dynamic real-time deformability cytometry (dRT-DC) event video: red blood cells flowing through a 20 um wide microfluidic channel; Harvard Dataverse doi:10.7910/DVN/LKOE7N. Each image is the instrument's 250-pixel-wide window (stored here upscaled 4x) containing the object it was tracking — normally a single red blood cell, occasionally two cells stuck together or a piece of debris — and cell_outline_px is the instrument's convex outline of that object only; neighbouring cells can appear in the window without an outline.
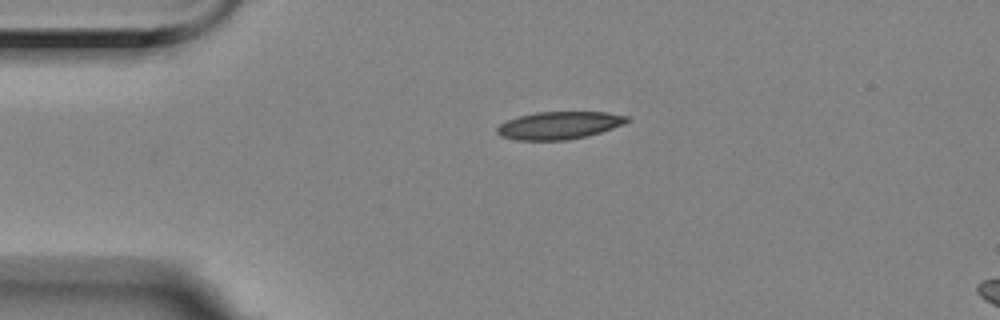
{"species": "Egyptian fruit bat (a non-hibernating species)", "species_latin": "Rousettus aegyptiacus", "temperature_condition": "room temperature", "stored_images_in_passage": 36, "camera_frame_rate_fps": 3000, "um_per_image_px": 0.085, "animal": {"sex": "female"}, "frame": {"image": 1, "passage_image": 1, "time_ms": 0.0, "image_size_px": [1000, 320], "cell_outline_px": [[628, 120], [624, 124], [600, 132], [568, 140], [516, 140], [500, 136], [496, 132], [496, 128], [500, 124], [508, 120], [520, 116], [536, 112], [608, 112], [628, 116]], "centroid_in_image_um": [47.5, 10.65], "position_along_channel_um": 37.5, "area_um2": 20.75}}
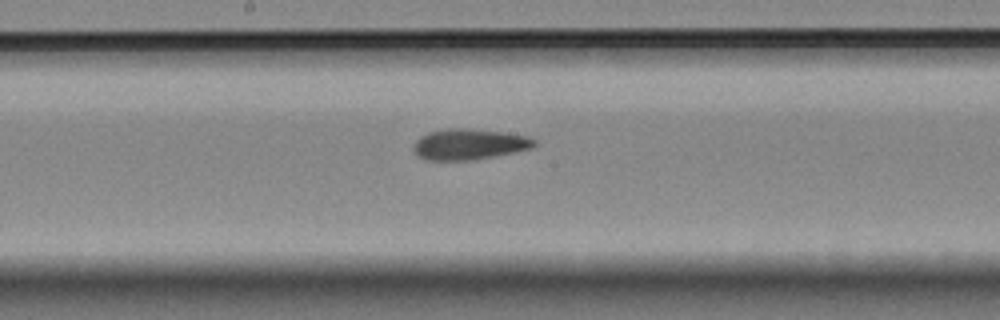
{"frame": {"image": 2, "passage_image": 18, "time_ms": 5.667, "image_size_px": [1000, 320], "cell_outline_px": [[536, 144], [532, 148], [472, 160], [424, 160], [416, 156], [412, 148], [412, 144], [420, 136], [428, 132], [444, 128], [468, 128], [500, 132], [528, 136], [536, 140]], "centroid_in_image_um": [39.8, 12.26], "position_along_channel_um": 208.4, "area_um2": 21.79}}
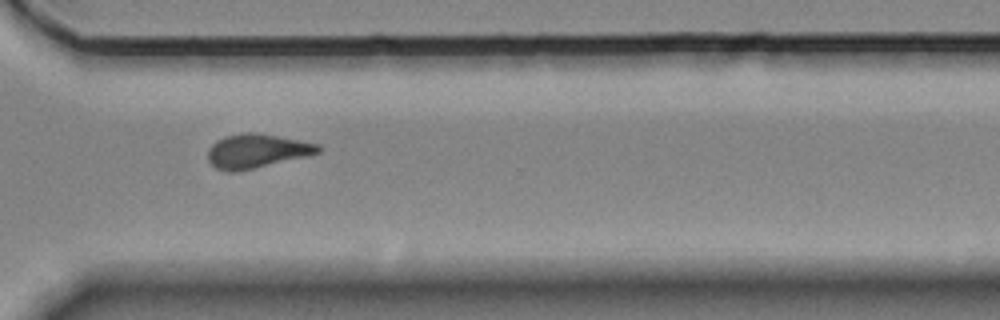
{"frame": {"image": 3, "passage_image": 30, "time_ms": 9.667, "image_size_px": [1000, 320], "cell_outline_px": [[320, 152], [304, 156], [236, 172], [228, 172], [216, 168], [208, 160], [208, 148], [216, 140], [224, 136], [244, 132], [256, 132], [300, 140], [320, 144]], "centroid_in_image_um": [21.77, 12.82], "position_along_channel_um": 348.8, "area_um2": 21.68}, "authors_computed_cell_mechanics": {"area_um2": 21.5305, "velocity_mm_per_s": 3.5135, "shape_relaxation_time_tau1_ms": 6.3584, "shape_relaxation_time_tau2_ms": 3.4654, "deformation_change_tau1": 0.1976, "deformation_change_tau2": 0.1126}}